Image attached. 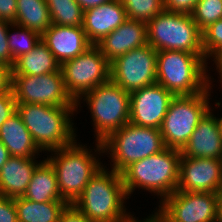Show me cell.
<instances>
[{"instance_id":"cell-20","label":"cell","mask_w":222,"mask_h":222,"mask_svg":"<svg viewBox=\"0 0 222 222\" xmlns=\"http://www.w3.org/2000/svg\"><path fill=\"white\" fill-rule=\"evenodd\" d=\"M36 161L35 157L10 156L0 170V196L23 197L34 170L41 163Z\"/></svg>"},{"instance_id":"cell-19","label":"cell","mask_w":222,"mask_h":222,"mask_svg":"<svg viewBox=\"0 0 222 222\" xmlns=\"http://www.w3.org/2000/svg\"><path fill=\"white\" fill-rule=\"evenodd\" d=\"M211 111L210 107L200 119L190 139L180 150L181 156L222 159V141L216 117Z\"/></svg>"},{"instance_id":"cell-21","label":"cell","mask_w":222,"mask_h":222,"mask_svg":"<svg viewBox=\"0 0 222 222\" xmlns=\"http://www.w3.org/2000/svg\"><path fill=\"white\" fill-rule=\"evenodd\" d=\"M0 141L8 149L10 156L32 158L42 152L17 112L2 124Z\"/></svg>"},{"instance_id":"cell-33","label":"cell","mask_w":222,"mask_h":222,"mask_svg":"<svg viewBox=\"0 0 222 222\" xmlns=\"http://www.w3.org/2000/svg\"><path fill=\"white\" fill-rule=\"evenodd\" d=\"M0 222H18L14 198L0 196Z\"/></svg>"},{"instance_id":"cell-44","label":"cell","mask_w":222,"mask_h":222,"mask_svg":"<svg viewBox=\"0 0 222 222\" xmlns=\"http://www.w3.org/2000/svg\"><path fill=\"white\" fill-rule=\"evenodd\" d=\"M135 222H145V220H142V221H141V220H138V219H137Z\"/></svg>"},{"instance_id":"cell-23","label":"cell","mask_w":222,"mask_h":222,"mask_svg":"<svg viewBox=\"0 0 222 222\" xmlns=\"http://www.w3.org/2000/svg\"><path fill=\"white\" fill-rule=\"evenodd\" d=\"M23 197L37 203L65 201L58 189L55 170L46 159L34 170Z\"/></svg>"},{"instance_id":"cell-1","label":"cell","mask_w":222,"mask_h":222,"mask_svg":"<svg viewBox=\"0 0 222 222\" xmlns=\"http://www.w3.org/2000/svg\"><path fill=\"white\" fill-rule=\"evenodd\" d=\"M108 170L105 166L99 169L73 205L92 222H135L124 205L129 197L122 175Z\"/></svg>"},{"instance_id":"cell-6","label":"cell","mask_w":222,"mask_h":222,"mask_svg":"<svg viewBox=\"0 0 222 222\" xmlns=\"http://www.w3.org/2000/svg\"><path fill=\"white\" fill-rule=\"evenodd\" d=\"M54 154L47 161L52 165L57 176V185L61 197L73 204L82 194L89 180L103 167L97 155H93L87 146L75 141L73 144L49 151Z\"/></svg>"},{"instance_id":"cell-12","label":"cell","mask_w":222,"mask_h":222,"mask_svg":"<svg viewBox=\"0 0 222 222\" xmlns=\"http://www.w3.org/2000/svg\"><path fill=\"white\" fill-rule=\"evenodd\" d=\"M110 79L128 93L157 83V51L149 44L110 63Z\"/></svg>"},{"instance_id":"cell-9","label":"cell","mask_w":222,"mask_h":222,"mask_svg":"<svg viewBox=\"0 0 222 222\" xmlns=\"http://www.w3.org/2000/svg\"><path fill=\"white\" fill-rule=\"evenodd\" d=\"M210 85L203 91L190 96H175L160 127L166 147L181 150L197 127L200 119L210 109Z\"/></svg>"},{"instance_id":"cell-32","label":"cell","mask_w":222,"mask_h":222,"mask_svg":"<svg viewBox=\"0 0 222 222\" xmlns=\"http://www.w3.org/2000/svg\"><path fill=\"white\" fill-rule=\"evenodd\" d=\"M16 104L12 89L0 94V128L16 112Z\"/></svg>"},{"instance_id":"cell-7","label":"cell","mask_w":222,"mask_h":222,"mask_svg":"<svg viewBox=\"0 0 222 222\" xmlns=\"http://www.w3.org/2000/svg\"><path fill=\"white\" fill-rule=\"evenodd\" d=\"M83 97L91 112L97 136L95 141H104L112 132L129 123L130 93L111 79L85 93L76 102V109Z\"/></svg>"},{"instance_id":"cell-27","label":"cell","mask_w":222,"mask_h":222,"mask_svg":"<svg viewBox=\"0 0 222 222\" xmlns=\"http://www.w3.org/2000/svg\"><path fill=\"white\" fill-rule=\"evenodd\" d=\"M128 19L148 23L164 10V0H120Z\"/></svg>"},{"instance_id":"cell-16","label":"cell","mask_w":222,"mask_h":222,"mask_svg":"<svg viewBox=\"0 0 222 222\" xmlns=\"http://www.w3.org/2000/svg\"><path fill=\"white\" fill-rule=\"evenodd\" d=\"M41 39L61 65L92 46L82 27L52 24Z\"/></svg>"},{"instance_id":"cell-5","label":"cell","mask_w":222,"mask_h":222,"mask_svg":"<svg viewBox=\"0 0 222 222\" xmlns=\"http://www.w3.org/2000/svg\"><path fill=\"white\" fill-rule=\"evenodd\" d=\"M96 147L95 154L109 152L113 162L111 169L120 174L133 162L166 148L160 129L137 126L130 122L112 132L104 141H96Z\"/></svg>"},{"instance_id":"cell-3","label":"cell","mask_w":222,"mask_h":222,"mask_svg":"<svg viewBox=\"0 0 222 222\" xmlns=\"http://www.w3.org/2000/svg\"><path fill=\"white\" fill-rule=\"evenodd\" d=\"M180 150L166 147L159 153L133 162L122 173L127 196L141 188L160 196L163 201L177 190Z\"/></svg>"},{"instance_id":"cell-40","label":"cell","mask_w":222,"mask_h":222,"mask_svg":"<svg viewBox=\"0 0 222 222\" xmlns=\"http://www.w3.org/2000/svg\"><path fill=\"white\" fill-rule=\"evenodd\" d=\"M9 157L10 155L8 153V149L0 141V170H1V167L7 162Z\"/></svg>"},{"instance_id":"cell-13","label":"cell","mask_w":222,"mask_h":222,"mask_svg":"<svg viewBox=\"0 0 222 222\" xmlns=\"http://www.w3.org/2000/svg\"><path fill=\"white\" fill-rule=\"evenodd\" d=\"M159 202L178 222H218L219 193L176 190Z\"/></svg>"},{"instance_id":"cell-41","label":"cell","mask_w":222,"mask_h":222,"mask_svg":"<svg viewBox=\"0 0 222 222\" xmlns=\"http://www.w3.org/2000/svg\"><path fill=\"white\" fill-rule=\"evenodd\" d=\"M218 222H222V191L219 192Z\"/></svg>"},{"instance_id":"cell-28","label":"cell","mask_w":222,"mask_h":222,"mask_svg":"<svg viewBox=\"0 0 222 222\" xmlns=\"http://www.w3.org/2000/svg\"><path fill=\"white\" fill-rule=\"evenodd\" d=\"M15 27L19 29L18 32H15L16 34H10V27L7 32L9 49L14 60L25 53H29L41 39V35L36 31L18 25H14Z\"/></svg>"},{"instance_id":"cell-17","label":"cell","mask_w":222,"mask_h":222,"mask_svg":"<svg viewBox=\"0 0 222 222\" xmlns=\"http://www.w3.org/2000/svg\"><path fill=\"white\" fill-rule=\"evenodd\" d=\"M127 19L126 10L120 0H111L84 11L82 28L89 42L96 45Z\"/></svg>"},{"instance_id":"cell-31","label":"cell","mask_w":222,"mask_h":222,"mask_svg":"<svg viewBox=\"0 0 222 222\" xmlns=\"http://www.w3.org/2000/svg\"><path fill=\"white\" fill-rule=\"evenodd\" d=\"M9 27L13 29L14 24L5 20H0V63L12 68L15 60L12 58L11 51L9 49L7 36Z\"/></svg>"},{"instance_id":"cell-14","label":"cell","mask_w":222,"mask_h":222,"mask_svg":"<svg viewBox=\"0 0 222 222\" xmlns=\"http://www.w3.org/2000/svg\"><path fill=\"white\" fill-rule=\"evenodd\" d=\"M174 97L159 83L130 93L129 122L137 126L160 129L169 104Z\"/></svg>"},{"instance_id":"cell-35","label":"cell","mask_w":222,"mask_h":222,"mask_svg":"<svg viewBox=\"0 0 222 222\" xmlns=\"http://www.w3.org/2000/svg\"><path fill=\"white\" fill-rule=\"evenodd\" d=\"M59 222H92L73 204H68L62 211Z\"/></svg>"},{"instance_id":"cell-38","label":"cell","mask_w":222,"mask_h":222,"mask_svg":"<svg viewBox=\"0 0 222 222\" xmlns=\"http://www.w3.org/2000/svg\"><path fill=\"white\" fill-rule=\"evenodd\" d=\"M144 220L145 222H178L174 220L160 205L159 209L154 214Z\"/></svg>"},{"instance_id":"cell-26","label":"cell","mask_w":222,"mask_h":222,"mask_svg":"<svg viewBox=\"0 0 222 222\" xmlns=\"http://www.w3.org/2000/svg\"><path fill=\"white\" fill-rule=\"evenodd\" d=\"M54 25L82 27L83 9L76 0H45Z\"/></svg>"},{"instance_id":"cell-2","label":"cell","mask_w":222,"mask_h":222,"mask_svg":"<svg viewBox=\"0 0 222 222\" xmlns=\"http://www.w3.org/2000/svg\"><path fill=\"white\" fill-rule=\"evenodd\" d=\"M76 106H48L17 103L16 112L30 132L35 144L42 151L67 147L76 140L72 114ZM70 116V117H69Z\"/></svg>"},{"instance_id":"cell-34","label":"cell","mask_w":222,"mask_h":222,"mask_svg":"<svg viewBox=\"0 0 222 222\" xmlns=\"http://www.w3.org/2000/svg\"><path fill=\"white\" fill-rule=\"evenodd\" d=\"M199 0H164V10L191 14Z\"/></svg>"},{"instance_id":"cell-25","label":"cell","mask_w":222,"mask_h":222,"mask_svg":"<svg viewBox=\"0 0 222 222\" xmlns=\"http://www.w3.org/2000/svg\"><path fill=\"white\" fill-rule=\"evenodd\" d=\"M14 25L28 28L42 35L51 25V16L45 0H17Z\"/></svg>"},{"instance_id":"cell-10","label":"cell","mask_w":222,"mask_h":222,"mask_svg":"<svg viewBox=\"0 0 222 222\" xmlns=\"http://www.w3.org/2000/svg\"><path fill=\"white\" fill-rule=\"evenodd\" d=\"M64 84L77 102L85 93L110 80V62L96 45L61 65Z\"/></svg>"},{"instance_id":"cell-42","label":"cell","mask_w":222,"mask_h":222,"mask_svg":"<svg viewBox=\"0 0 222 222\" xmlns=\"http://www.w3.org/2000/svg\"><path fill=\"white\" fill-rule=\"evenodd\" d=\"M215 64L216 70L219 72L220 79L222 80V57Z\"/></svg>"},{"instance_id":"cell-29","label":"cell","mask_w":222,"mask_h":222,"mask_svg":"<svg viewBox=\"0 0 222 222\" xmlns=\"http://www.w3.org/2000/svg\"><path fill=\"white\" fill-rule=\"evenodd\" d=\"M191 16L198 28L203 31L211 23L222 19V0H199Z\"/></svg>"},{"instance_id":"cell-36","label":"cell","mask_w":222,"mask_h":222,"mask_svg":"<svg viewBox=\"0 0 222 222\" xmlns=\"http://www.w3.org/2000/svg\"><path fill=\"white\" fill-rule=\"evenodd\" d=\"M17 0H0V20L16 21Z\"/></svg>"},{"instance_id":"cell-39","label":"cell","mask_w":222,"mask_h":222,"mask_svg":"<svg viewBox=\"0 0 222 222\" xmlns=\"http://www.w3.org/2000/svg\"><path fill=\"white\" fill-rule=\"evenodd\" d=\"M109 1L111 0H76V2L82 7L83 11L94 8Z\"/></svg>"},{"instance_id":"cell-4","label":"cell","mask_w":222,"mask_h":222,"mask_svg":"<svg viewBox=\"0 0 222 222\" xmlns=\"http://www.w3.org/2000/svg\"><path fill=\"white\" fill-rule=\"evenodd\" d=\"M204 54L185 51H157V83L174 96H190L203 92L211 78Z\"/></svg>"},{"instance_id":"cell-18","label":"cell","mask_w":222,"mask_h":222,"mask_svg":"<svg viewBox=\"0 0 222 222\" xmlns=\"http://www.w3.org/2000/svg\"><path fill=\"white\" fill-rule=\"evenodd\" d=\"M146 44H148L147 23L127 19L117 29L106 35L96 46L111 63L128 51Z\"/></svg>"},{"instance_id":"cell-30","label":"cell","mask_w":222,"mask_h":222,"mask_svg":"<svg viewBox=\"0 0 222 222\" xmlns=\"http://www.w3.org/2000/svg\"><path fill=\"white\" fill-rule=\"evenodd\" d=\"M202 48L206 61L213 57L216 63L222 57V19L211 23L202 31Z\"/></svg>"},{"instance_id":"cell-37","label":"cell","mask_w":222,"mask_h":222,"mask_svg":"<svg viewBox=\"0 0 222 222\" xmlns=\"http://www.w3.org/2000/svg\"><path fill=\"white\" fill-rule=\"evenodd\" d=\"M11 89V68L0 63V94Z\"/></svg>"},{"instance_id":"cell-43","label":"cell","mask_w":222,"mask_h":222,"mask_svg":"<svg viewBox=\"0 0 222 222\" xmlns=\"http://www.w3.org/2000/svg\"><path fill=\"white\" fill-rule=\"evenodd\" d=\"M216 120H217L219 135H220L221 141H222V117L221 118L216 117Z\"/></svg>"},{"instance_id":"cell-24","label":"cell","mask_w":222,"mask_h":222,"mask_svg":"<svg viewBox=\"0 0 222 222\" xmlns=\"http://www.w3.org/2000/svg\"><path fill=\"white\" fill-rule=\"evenodd\" d=\"M18 222H59L66 201L37 203L24 197L14 198Z\"/></svg>"},{"instance_id":"cell-8","label":"cell","mask_w":222,"mask_h":222,"mask_svg":"<svg viewBox=\"0 0 222 222\" xmlns=\"http://www.w3.org/2000/svg\"><path fill=\"white\" fill-rule=\"evenodd\" d=\"M147 42L156 51L204 54L202 31L191 14L163 10L147 23Z\"/></svg>"},{"instance_id":"cell-15","label":"cell","mask_w":222,"mask_h":222,"mask_svg":"<svg viewBox=\"0 0 222 222\" xmlns=\"http://www.w3.org/2000/svg\"><path fill=\"white\" fill-rule=\"evenodd\" d=\"M177 190L187 192H221L222 159L181 156L179 160Z\"/></svg>"},{"instance_id":"cell-22","label":"cell","mask_w":222,"mask_h":222,"mask_svg":"<svg viewBox=\"0 0 222 222\" xmlns=\"http://www.w3.org/2000/svg\"><path fill=\"white\" fill-rule=\"evenodd\" d=\"M59 70H61V64L40 39L29 53H25L15 59L11 68V75L39 76Z\"/></svg>"},{"instance_id":"cell-11","label":"cell","mask_w":222,"mask_h":222,"mask_svg":"<svg viewBox=\"0 0 222 222\" xmlns=\"http://www.w3.org/2000/svg\"><path fill=\"white\" fill-rule=\"evenodd\" d=\"M16 103L76 106L65 88L62 70L44 75H11Z\"/></svg>"}]
</instances>
